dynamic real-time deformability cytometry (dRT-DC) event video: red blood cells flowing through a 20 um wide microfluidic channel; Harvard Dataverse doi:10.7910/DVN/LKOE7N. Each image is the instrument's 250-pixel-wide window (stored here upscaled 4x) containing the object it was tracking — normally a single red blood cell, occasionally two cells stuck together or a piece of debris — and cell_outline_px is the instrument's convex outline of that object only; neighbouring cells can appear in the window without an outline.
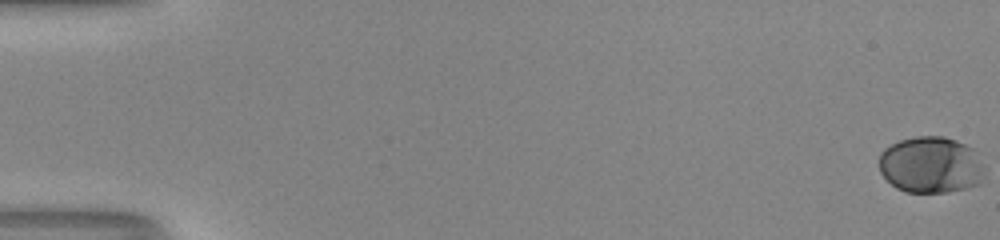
{"species": "human", "species_latin": "Homo sapiens", "temperature_condition": "room temperature", "stored_images_in_passage": 53, "camera_frame_rate_fps": 3000, "um_per_image_px": 0.085, "donor": {"sex": "male"}, "frame": {"image": 1, "passage_image": 1, "time_ms": 0.0, "image_size_px": [1000, 240], "cell_outline_px": [[984, 172], [980, 184], [948, 192], [904, 192], [896, 188], [880, 172], [880, 152], [884, 148], [900, 140], [916, 136], [944, 136], [956, 140], [972, 148], [984, 164]], "centroid_in_image_um": [79.13, 14.01], "position_along_channel_um": 5.9, "area_um2": 34.85}}
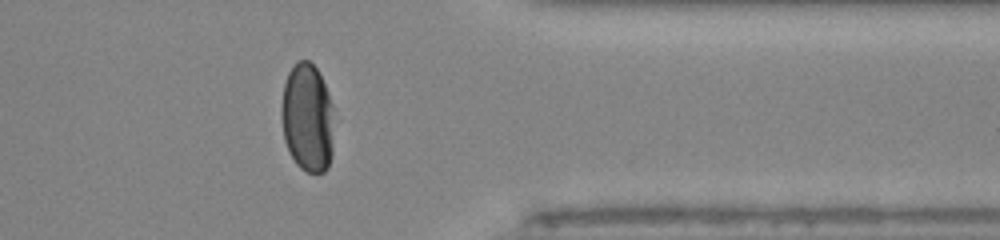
{"frame": {"image": 2, "passage_image": 44, "time_ms": 14.333, "image_size_px": [1000, 240], "cell_outline_px": [[332, 156], [328, 168], [324, 172], [308, 172], [300, 168], [296, 164], [284, 140], [280, 112], [280, 108], [284, 84], [288, 72], [296, 60], [308, 60], [316, 68], [324, 84], [332, 104]], "centroid_in_image_um": [26.11, 10.01], "position_along_channel_um": 385.3, "area_um2": 33.35}}
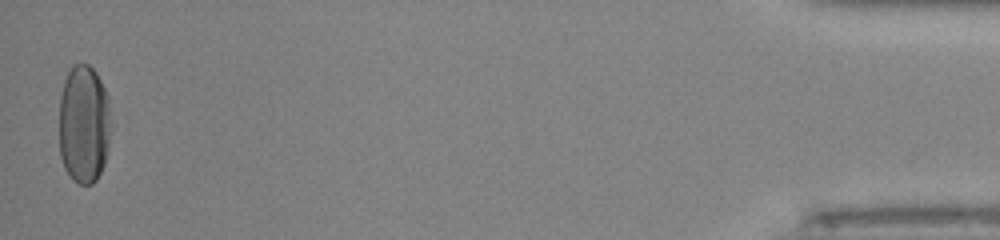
{"frame": {"image": 3, "passage_image": 53, "time_ms": 17.333, "image_size_px": [1000, 240], "cell_outline_px": [[108, 148], [104, 164], [96, 180], [92, 184], [80, 184], [72, 180], [64, 168], [60, 156], [60, 96], [64, 80], [72, 64], [88, 64], [96, 72], [108, 96]], "centroid_in_image_um": [7.1, 10.56], "position_along_channel_um": 428.1, "area_um2": 35.6}, "authors_computed_cell_mechanics": {"area_um2": 35.4892, "velocity_mm_per_s": 4.0943, "shape_relaxation_time_tau1_ms": 3.8991, "shape_relaxation_time_tau2_ms": null, "deformation_change_tau1": 0.1746, "deformation_change_tau2": null}}